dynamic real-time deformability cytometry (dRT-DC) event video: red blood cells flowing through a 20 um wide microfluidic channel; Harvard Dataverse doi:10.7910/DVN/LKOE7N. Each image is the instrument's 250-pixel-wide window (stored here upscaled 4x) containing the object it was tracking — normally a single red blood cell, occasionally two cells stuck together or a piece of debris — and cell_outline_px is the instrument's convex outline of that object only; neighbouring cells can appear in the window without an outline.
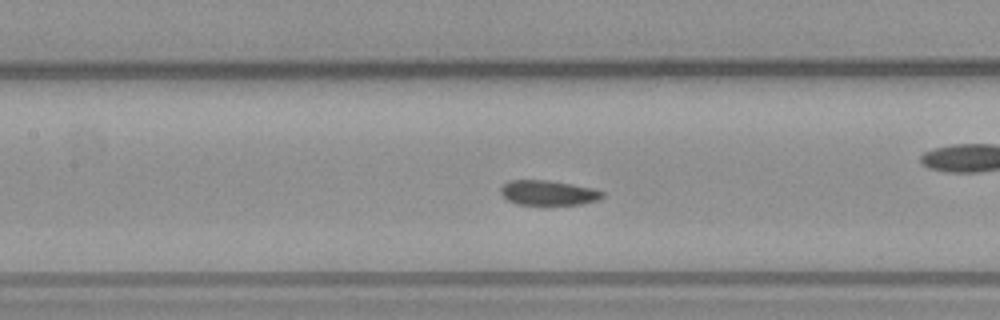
{"species": "common noctule bat (a hibernating species)", "species_latin": "Nyctalus noctula", "temperature_condition": "warm", "stored_images_in_passage": 50, "camera_frame_rate_fps": 3000, "um_per_image_px": 0.085, "animal": {"sex": "male", "body_mass_g": 23.1, "forearm_length_mm": 52.7}, "frame": {"image": 1, "passage_image": 22, "time_ms": 7.0, "image_size_px": [1000, 320], "cell_outline_px": [[604, 196], [596, 200], [580, 204], [520, 204], [508, 200], [500, 192], [500, 188], [508, 180], [548, 180], [572, 184], [592, 188], [604, 192]], "centroid_in_image_um": [46.59, 16.37], "position_along_channel_um": 160.8, "area_um2": 14.51}}